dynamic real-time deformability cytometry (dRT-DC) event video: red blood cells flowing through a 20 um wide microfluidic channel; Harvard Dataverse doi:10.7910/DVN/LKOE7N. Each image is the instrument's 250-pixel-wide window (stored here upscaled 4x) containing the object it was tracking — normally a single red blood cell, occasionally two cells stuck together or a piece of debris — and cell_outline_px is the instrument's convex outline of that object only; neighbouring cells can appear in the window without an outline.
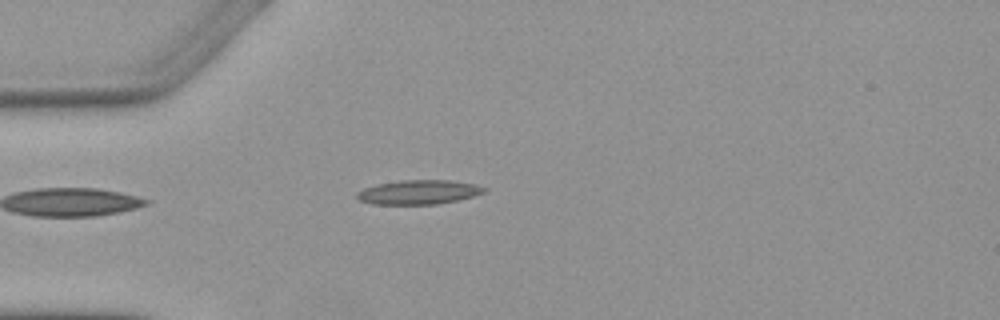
{"species": "Egyptian fruit bat (a non-hibernating species)", "species_latin": "Rousettus aegyptiacus", "temperature_condition": "warm", "stored_images_in_passage": 4, "camera_frame_rate_fps": 3000, "um_per_image_px": 0.085, "animal": {"sex": "female"}, "frame": {"image": 1, "passage_image": 4, "time_ms": 4.667, "image_size_px": [1000, 320], "cell_outline_px": [[488, 188], [484, 192], [472, 196], [456, 200], [436, 204], [372, 204], [360, 200], [356, 196], [356, 192], [364, 188], [376, 184], [400, 180], [448, 180], [476, 184]], "centroid_in_image_um": [35.56, 16.32], "position_along_channel_um": 49.4, "area_um2": 17.92}}